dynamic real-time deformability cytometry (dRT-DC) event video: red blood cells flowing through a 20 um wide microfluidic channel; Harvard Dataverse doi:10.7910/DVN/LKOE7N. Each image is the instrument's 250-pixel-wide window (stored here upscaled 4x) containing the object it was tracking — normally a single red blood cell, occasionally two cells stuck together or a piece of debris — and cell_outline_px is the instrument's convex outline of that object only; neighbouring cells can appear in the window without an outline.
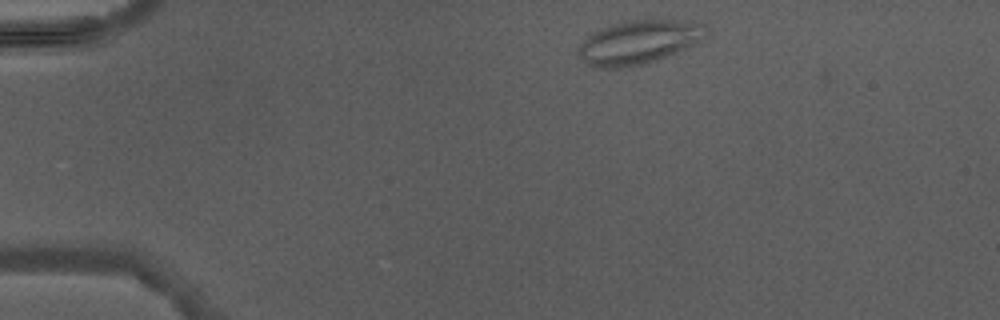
{"species": "Egyptian fruit bat (a non-hibernating species)", "species_latin": "Rousettus aegyptiacus", "temperature_condition": "warm", "stored_images_in_passage": 4, "camera_frame_rate_fps": 3000, "um_per_image_px": 0.085, "animal": {"sex": "male"}, "frame": {"image": 1, "passage_image": 1, "time_ms": 0.0, "image_size_px": [1000, 320], "cell_outline_px": [[704, 24], [696, 44], [656, 60], [644, 64], [620, 68], [592, 68], [580, 60], [576, 52], [576, 48], [588, 36], [600, 28], [624, 20], [660, 16], [684, 20]], "centroid_in_image_um": [54.18, 3.55], "position_along_channel_um": 30.8, "area_um2": 33.18}}
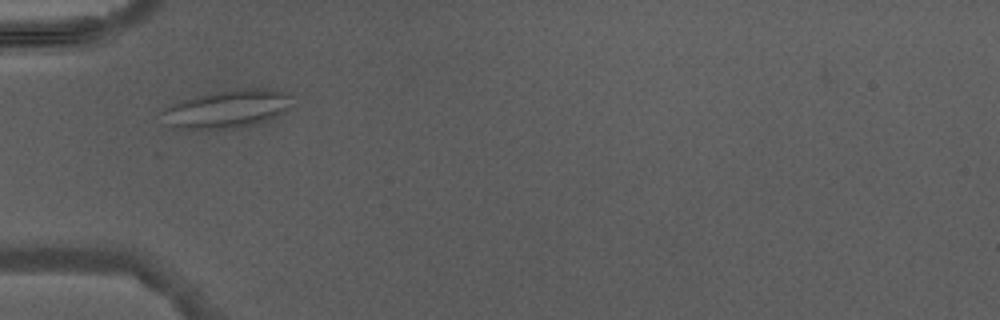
{"frame": {"image": 2, "passage_image": 3, "time_ms": 2.333, "image_size_px": [1000, 320], "cell_outline_px": [[292, 104], [284, 112], [276, 116], [252, 124], [232, 128], [172, 128], [164, 124], [160, 112], [172, 104], [180, 100], [196, 96], [244, 88], [276, 88], [288, 92], [292, 96]], "centroid_in_image_um": [19.32, 9.24], "position_along_channel_um": 65.7, "area_um2": 28.67}}